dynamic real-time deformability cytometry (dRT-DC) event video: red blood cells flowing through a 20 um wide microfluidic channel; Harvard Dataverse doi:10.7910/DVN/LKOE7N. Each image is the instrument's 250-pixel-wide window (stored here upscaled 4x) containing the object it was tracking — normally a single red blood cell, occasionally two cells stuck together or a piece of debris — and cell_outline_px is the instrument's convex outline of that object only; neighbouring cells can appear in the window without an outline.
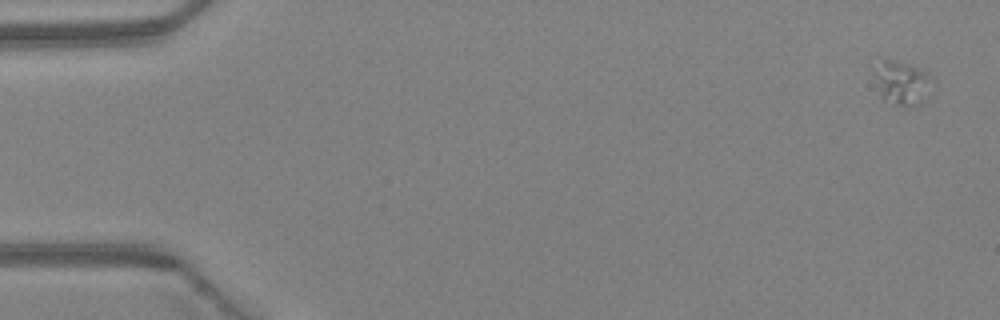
{"species": "Egyptian fruit bat (a non-hibernating species)", "species_latin": "Rousettus aegyptiacus", "temperature_condition": "warm", "stored_images_in_passage": 5, "camera_frame_rate_fps": 3000, "um_per_image_px": 0.085, "animal": {"sex": "female"}, "frame": {"image": 1, "passage_image": 1, "time_ms": 0.0, "image_size_px": [1000, 320], "cell_outline_px": [[928, 96], [920, 104], [912, 108], [908, 108], [884, 100], [880, 96], [872, 72], [872, 68], [880, 56], [908, 64], [928, 72]], "centroid_in_image_um": [76.55, 7.01], "position_along_channel_um": 8.5, "area_um2": 15.2}}
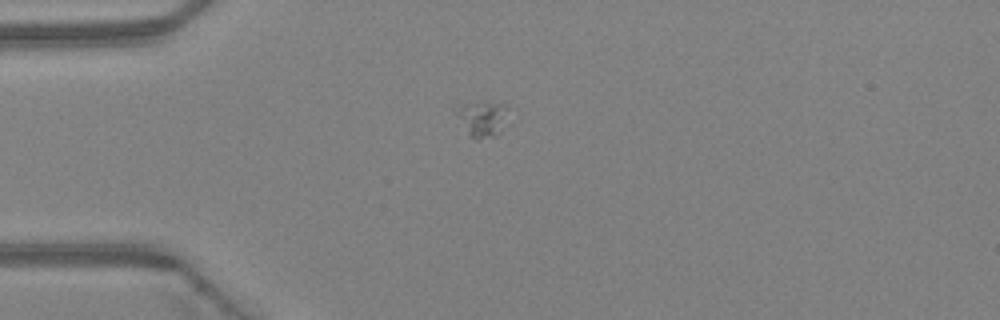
{"frame": {"image": 2, "passage_image": 4, "time_ms": 1.0, "image_size_px": [1000, 320], "cell_outline_px": [[508, 108], [500, 132], [496, 136], [476, 140], [468, 132], [452, 108], [456, 100], [484, 100], [508, 104]], "centroid_in_image_um": [40.9, 9.95], "position_along_channel_um": 44.1, "area_um2": 11.56}}